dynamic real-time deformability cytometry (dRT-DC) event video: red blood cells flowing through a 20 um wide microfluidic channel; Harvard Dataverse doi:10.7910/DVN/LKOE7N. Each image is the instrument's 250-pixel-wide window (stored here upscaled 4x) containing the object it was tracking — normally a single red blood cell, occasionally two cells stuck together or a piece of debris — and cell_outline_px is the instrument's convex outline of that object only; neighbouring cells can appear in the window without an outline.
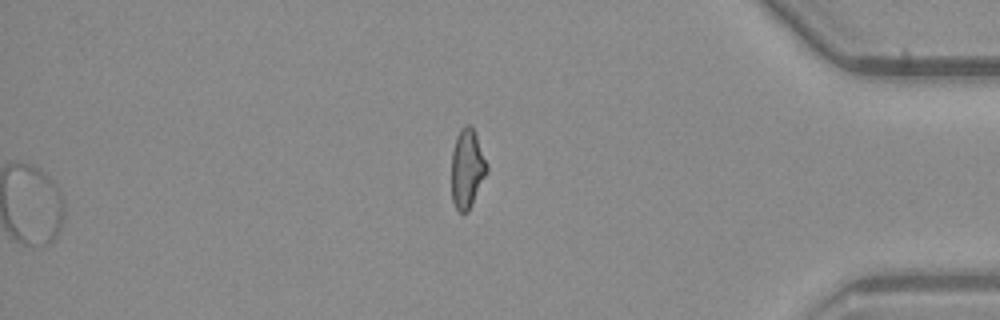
{"species": "common noctule bat (a hibernating species)", "species_latin": "Nyctalus noctula", "temperature_condition": "warm", "stored_images_in_passage": 54, "segment_of_instrument_passage": [3, 3], "camera_frame_rate_fps": 3000, "um_per_image_px": 0.085, "animal": {"sex": "male", "body_mass_g": 23.1, "forearm_length_mm": 52.7}, "frame": {"image": 1, "passage_image": 54, "time_ms": 17.667, "image_size_px": [1000, 320], "cell_outline_px": [[488, 172], [468, 212], [460, 212], [456, 208], [452, 200], [452, 152], [456, 136], [460, 128], [464, 124], [468, 124], [472, 128], [476, 136], [488, 164]], "centroid_in_image_um": [39.71, 14.33], "position_along_channel_um": 395.5, "area_um2": 16.3}}